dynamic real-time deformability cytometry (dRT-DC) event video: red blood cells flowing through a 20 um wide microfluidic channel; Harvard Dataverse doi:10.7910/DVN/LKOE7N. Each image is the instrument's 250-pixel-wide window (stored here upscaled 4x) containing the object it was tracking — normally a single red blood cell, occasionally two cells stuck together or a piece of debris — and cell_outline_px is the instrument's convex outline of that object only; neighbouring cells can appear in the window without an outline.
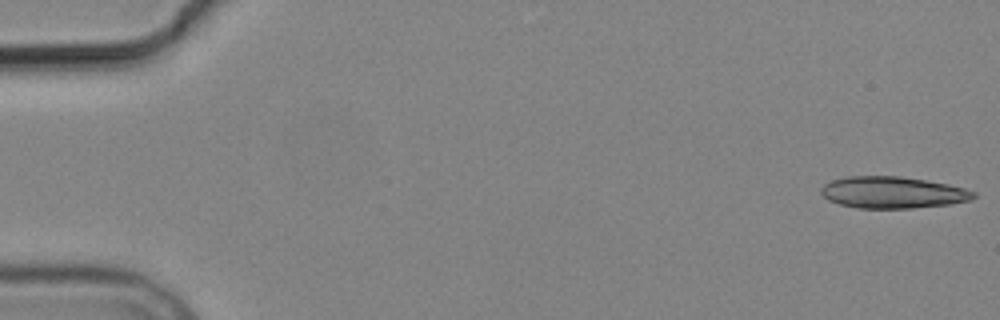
{"species": "common noctule bat (a hibernating species)", "species_latin": "Nyctalus noctula", "temperature_condition": "cold", "stored_images_in_passage": 5, "camera_frame_rate_fps": 3000, "um_per_image_px": 0.085, "animal": {"sex": "male", "body_mass_g": 19.2, "forearm_length_mm": 51.8}, "frame": {"image": 1, "passage_image": 1, "time_ms": 0.0, "image_size_px": [1000, 320], "cell_outline_px": [[976, 196], [972, 200], [952, 204], [912, 208], [860, 208], [840, 204], [828, 200], [820, 192], [820, 188], [824, 184], [832, 180], [848, 176], [900, 176], [948, 184], [964, 188], [976, 192]], "centroid_in_image_um": [75.9, 16.36], "position_along_channel_um": 9.1, "area_um2": 28.21}}